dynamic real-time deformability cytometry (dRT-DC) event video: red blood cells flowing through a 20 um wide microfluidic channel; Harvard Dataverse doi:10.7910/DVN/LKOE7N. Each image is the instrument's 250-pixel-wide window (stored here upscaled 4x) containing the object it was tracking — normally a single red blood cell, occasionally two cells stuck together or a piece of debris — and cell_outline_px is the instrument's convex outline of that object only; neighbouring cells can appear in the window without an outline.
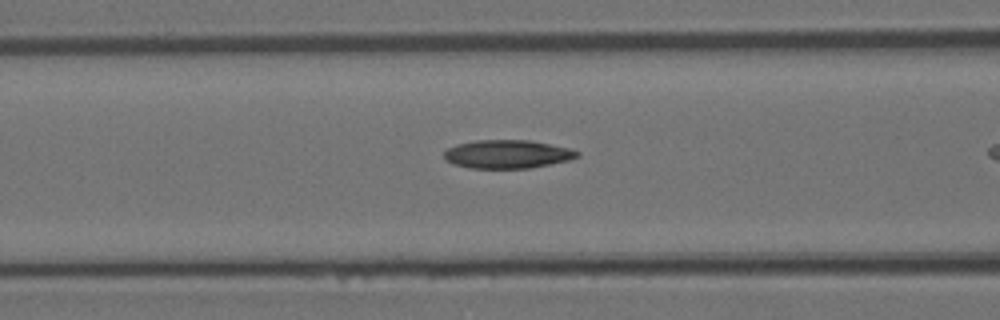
{"species": "Egyptian fruit bat (a non-hibernating species)", "species_latin": "Rousettus aegyptiacus", "temperature_condition": "room temperature", "stored_images_in_passage": 8, "camera_frame_rate_fps": 3000, "um_per_image_px": 0.085, "animal": {"sex": "female"}, "frame": {"image": 1, "passage_image": 7, "time_ms": 2.0, "image_size_px": [1000, 320], "cell_outline_px": [[580, 156], [568, 160], [528, 168], [468, 168], [452, 164], [444, 160], [444, 152], [448, 148], [456, 144], [476, 140], [528, 140], [568, 148], [580, 152]], "centroid_in_image_um": [43.07, 13.1], "position_along_channel_um": 123.5, "area_um2": 21.96}}